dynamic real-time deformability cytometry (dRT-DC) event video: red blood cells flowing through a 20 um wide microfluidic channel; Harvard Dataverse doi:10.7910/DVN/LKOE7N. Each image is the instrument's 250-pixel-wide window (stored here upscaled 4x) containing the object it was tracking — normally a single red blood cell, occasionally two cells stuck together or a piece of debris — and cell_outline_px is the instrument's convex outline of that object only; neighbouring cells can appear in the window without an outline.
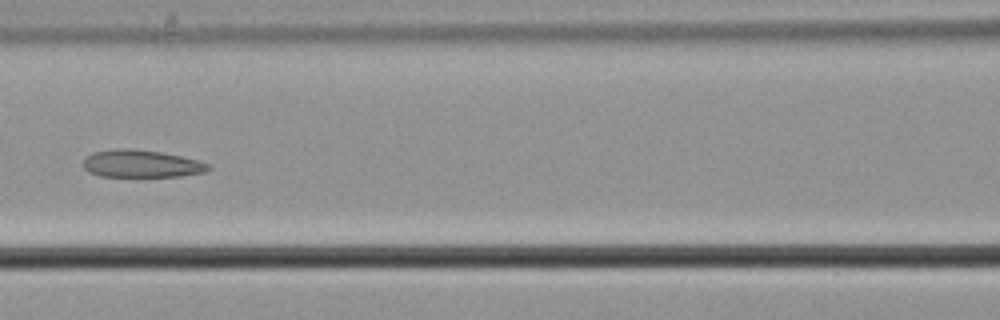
{"species": "common noctule bat (a hibernating species)", "species_latin": "Nyctalus noctula", "temperature_condition": "cold", "stored_images_in_passage": 7, "camera_frame_rate_fps": 3000, "um_per_image_px": 0.085, "animal": {"sex": "male", "body_mass_g": 21.5, "forearm_length_mm": 52.0}, "frame": {"image": 1, "passage_image": 7, "time_ms": 2.0, "image_size_px": [1000, 320], "cell_outline_px": [[212, 168], [204, 172], [180, 176], [100, 176], [88, 172], [84, 168], [84, 156], [92, 152], [116, 148], [128, 148], [160, 152], [180, 156], [212, 164]], "centroid_in_image_um": [11.99, 13.91], "position_along_channel_um": 154.6, "area_um2": 20.06}}